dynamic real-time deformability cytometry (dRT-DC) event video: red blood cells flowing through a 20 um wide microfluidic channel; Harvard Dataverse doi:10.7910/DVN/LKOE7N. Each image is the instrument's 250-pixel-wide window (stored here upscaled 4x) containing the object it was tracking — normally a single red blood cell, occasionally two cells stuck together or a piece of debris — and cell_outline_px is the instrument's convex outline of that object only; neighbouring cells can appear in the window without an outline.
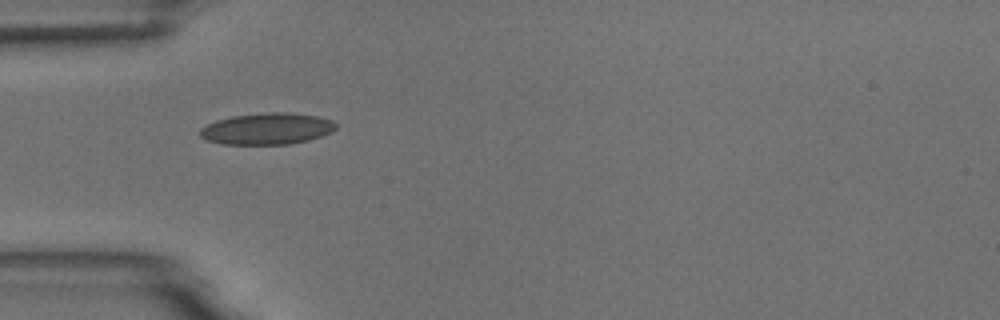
{"species": "common noctule bat (a hibernating species)", "species_latin": "Nyctalus noctula", "temperature_condition": "room temperature", "stored_images_in_passage": 39, "camera_frame_rate_fps": 3000, "um_per_image_px": 0.085, "animal": {"sex": "male", "body_mass_g": 18.8}, "frame": {"image": 1, "passage_image": 1, "time_ms": 0.0, "image_size_px": [1000, 320], "cell_outline_px": [[336, 128], [332, 132], [308, 140], [288, 144], [220, 144], [208, 140], [200, 136], [200, 128], [216, 120], [232, 116], [272, 112], [288, 112], [316, 116], [332, 120], [336, 124]], "centroid_in_image_um": [22.7, 10.94], "position_along_channel_um": 62.3, "area_um2": 24.8}}
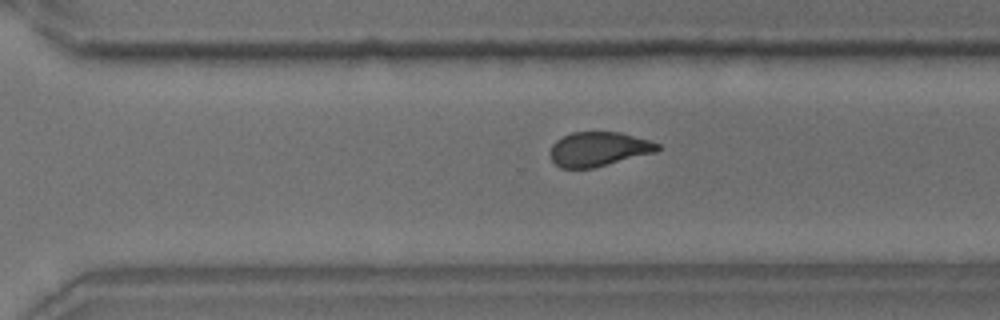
{"frame": {"image": 2, "passage_image": 22, "time_ms": 7.0, "image_size_px": [1000, 320], "cell_outline_px": [[660, 148], [656, 152], [592, 168], [560, 168], [552, 160], [548, 152], [552, 144], [556, 140], [572, 132], [620, 132], [648, 140], [660, 144]], "centroid_in_image_um": [50.85, 12.67], "position_along_channel_um": 319.8, "area_um2": 21.44}}
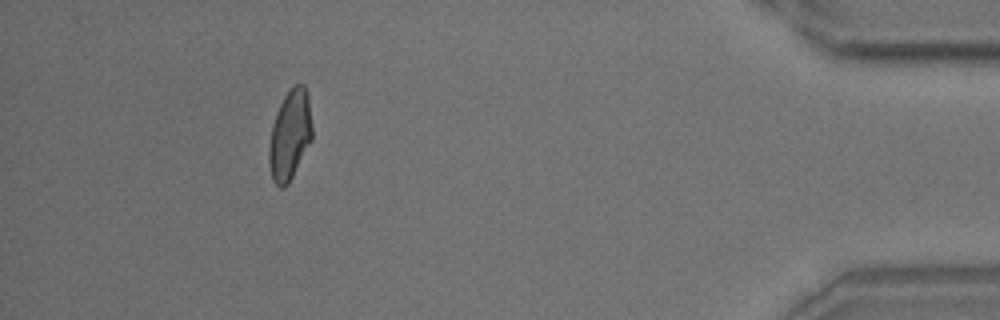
{"frame": {"image": 3, "passage_image": 34, "time_ms": 11.0, "image_size_px": [1000, 320], "cell_outline_px": [[312, 140], [288, 184], [284, 188], [280, 188], [272, 180], [268, 160], [268, 148], [272, 124], [276, 112], [284, 96], [296, 84], [304, 84], [308, 92], [312, 128]], "centroid_in_image_um": [24.64, 11.49], "position_along_channel_um": 410.6, "area_um2": 22.72}, "authors_computed_cell_mechanics": {"area_um2": 22.7732, "velocity_mm_per_s": 3.6916, "shape_relaxation_time_tau1_ms": 4.7746, "shape_relaxation_time_tau2_ms": 1.0851, "deformation_change_tau1": 0.1422, "deformation_change_tau2": 0.0849}}